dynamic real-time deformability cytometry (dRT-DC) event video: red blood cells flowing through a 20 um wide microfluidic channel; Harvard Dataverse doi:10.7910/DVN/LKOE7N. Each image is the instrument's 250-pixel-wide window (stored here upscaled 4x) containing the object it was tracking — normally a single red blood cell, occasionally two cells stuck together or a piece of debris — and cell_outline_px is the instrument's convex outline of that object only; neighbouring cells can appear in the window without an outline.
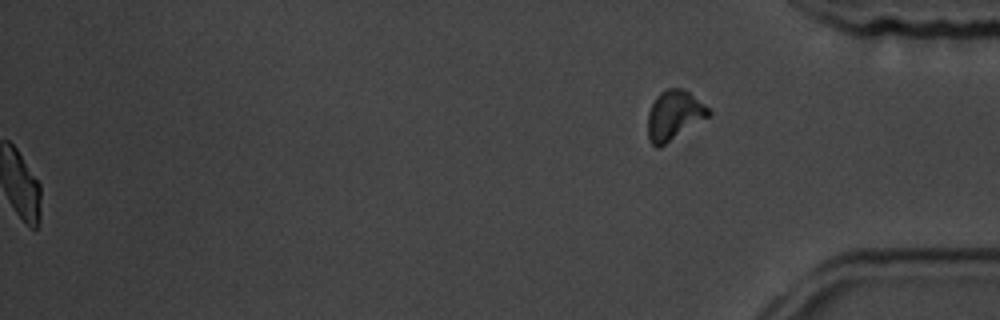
{"species": "common noctule bat (a hibernating species)", "species_latin": "Nyctalus noctula", "temperature_condition": "room temperature", "stored_images_in_passage": 42, "camera_frame_rate_fps": 3000, "um_per_image_px": 0.085, "animal": {"sex": "male", "body_mass_g": 19.5, "forearm_length_mm": 54.6}, "frame": {"image": 1, "passage_image": 42, "time_ms": 13.667, "image_size_px": [1000, 320], "cell_outline_px": [[712, 112], [708, 116], [660, 148], [656, 148], [648, 140], [648, 112], [656, 96], [660, 92], [668, 88], [684, 88], [704, 104]], "centroid_in_image_um": [57.27, 9.8], "position_along_channel_um": 377.9, "area_um2": 17.46}, "authors_computed_cell_mechanics": {"area_um2": 18.9006, "velocity_mm_per_s": 3.5083, "shape_relaxation_time_tau1_ms": 3.1622, "shape_relaxation_time_tau2_ms": 3.2697, "deformation_change_tau1": 0.1359, "deformation_change_tau2": 0.0851}}